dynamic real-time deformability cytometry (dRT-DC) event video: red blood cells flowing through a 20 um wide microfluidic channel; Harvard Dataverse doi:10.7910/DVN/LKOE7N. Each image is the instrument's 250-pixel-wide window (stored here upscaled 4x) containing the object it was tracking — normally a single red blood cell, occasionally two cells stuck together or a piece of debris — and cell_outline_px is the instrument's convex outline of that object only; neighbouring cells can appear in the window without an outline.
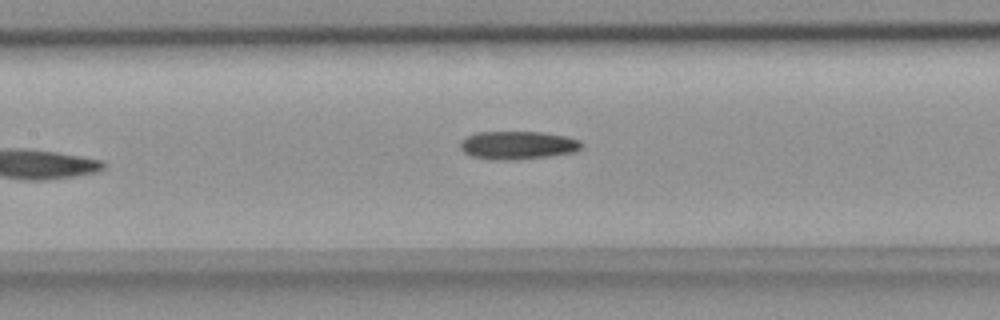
{"species": "common noctule bat (a hibernating species)", "species_latin": "Nyctalus noctula", "temperature_condition": "room temperature", "stored_images_in_passage": 7, "camera_frame_rate_fps": 3000, "um_per_image_px": 0.085, "animal": {"sex": "female", "body_mass_g": 18.4}, "frame": {"image": 1, "passage_image": 7, "time_ms": 2.0, "image_size_px": [1000, 320], "cell_outline_px": [[580, 148], [576, 152], [548, 156], [500, 160], [496, 160], [472, 156], [464, 152], [460, 148], [460, 140], [476, 132], [544, 132], [564, 136], [580, 140]], "centroid_in_image_um": [43.98, 12.33], "position_along_channel_um": 163.4, "area_um2": 19.65}}